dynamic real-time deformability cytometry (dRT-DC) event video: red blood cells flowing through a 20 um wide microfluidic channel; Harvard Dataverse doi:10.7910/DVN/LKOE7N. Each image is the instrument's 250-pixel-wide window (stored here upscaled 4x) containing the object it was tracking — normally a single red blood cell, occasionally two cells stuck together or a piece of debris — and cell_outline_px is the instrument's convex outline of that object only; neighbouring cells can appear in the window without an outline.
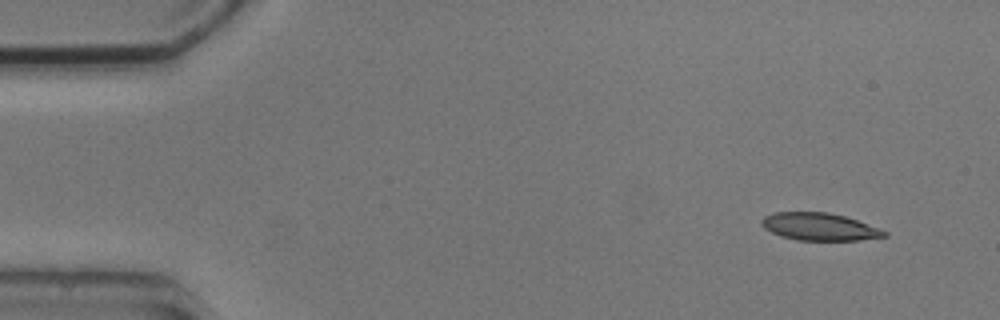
{"species": "common noctule bat (a hibernating species)", "species_latin": "Nyctalus noctula", "temperature_condition": "cold", "stored_images_in_passage": 6, "camera_frame_rate_fps": 3000, "um_per_image_px": 0.085, "animal": {"sex": "male", "body_mass_g": 20.5, "forearm_length_mm": 52.5}, "frame": {"image": 1, "passage_image": 1, "time_ms": 0.0, "image_size_px": [1000, 320], "cell_outline_px": [[888, 236], [860, 240], [796, 240], [780, 236], [764, 228], [760, 224], [760, 220], [764, 216], [776, 212], [828, 212], [844, 216], [880, 228], [888, 232]], "centroid_in_image_um": [69.64, 19.27], "position_along_channel_um": 15.4, "area_um2": 19.71}}
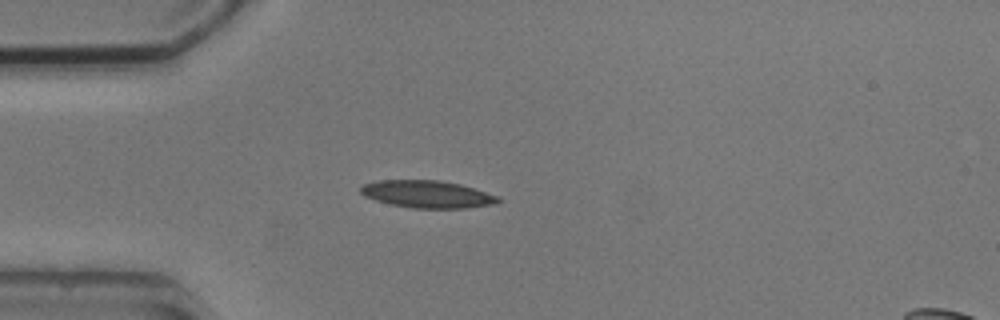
{"frame": {"image": 2, "passage_image": 4, "time_ms": 3.333, "image_size_px": [1000, 320], "cell_outline_px": [[500, 200], [496, 204], [468, 208], [412, 208], [392, 204], [376, 200], [364, 196], [360, 192], [360, 184], [380, 180], [440, 180], [460, 184], [500, 196]], "centroid_in_image_um": [36.33, 16.5], "position_along_channel_um": 48.7, "area_um2": 22.02}}